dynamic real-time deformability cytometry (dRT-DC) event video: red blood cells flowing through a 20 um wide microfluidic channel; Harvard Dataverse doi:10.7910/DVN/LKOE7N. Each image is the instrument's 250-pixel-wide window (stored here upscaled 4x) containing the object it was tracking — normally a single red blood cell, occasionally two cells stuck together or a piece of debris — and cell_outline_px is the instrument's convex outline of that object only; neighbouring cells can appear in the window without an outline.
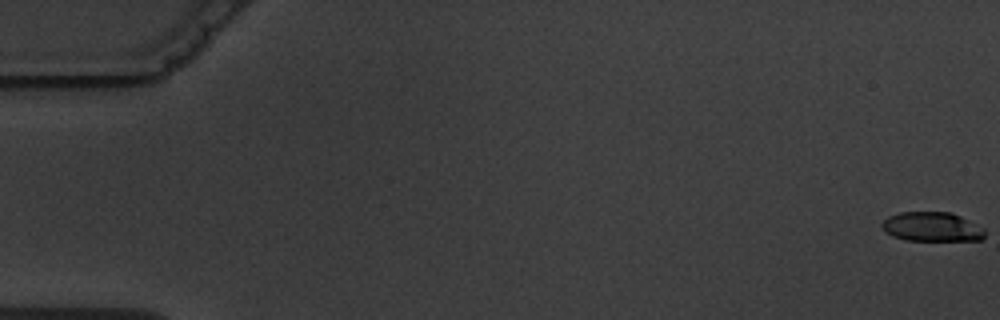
{"species": "common noctule bat (a hibernating species)", "species_latin": "Nyctalus noctula", "temperature_condition": "warm", "stored_images_in_passage": 4, "camera_frame_rate_fps": 3000, "um_per_image_px": 0.085, "animal": {"sex": "male", "body_mass_g": 19.5, "forearm_length_mm": 54.6}, "frame": {"image": 1, "passage_image": 1, "time_ms": 0.0, "image_size_px": [1000, 320], "cell_outline_px": [[984, 236], [980, 240], [904, 240], [892, 236], [884, 232], [880, 224], [888, 216], [900, 212], [952, 212], [984, 228]], "centroid_in_image_um": [79.17, 19.27], "position_along_channel_um": 5.8, "area_um2": 17.63}}